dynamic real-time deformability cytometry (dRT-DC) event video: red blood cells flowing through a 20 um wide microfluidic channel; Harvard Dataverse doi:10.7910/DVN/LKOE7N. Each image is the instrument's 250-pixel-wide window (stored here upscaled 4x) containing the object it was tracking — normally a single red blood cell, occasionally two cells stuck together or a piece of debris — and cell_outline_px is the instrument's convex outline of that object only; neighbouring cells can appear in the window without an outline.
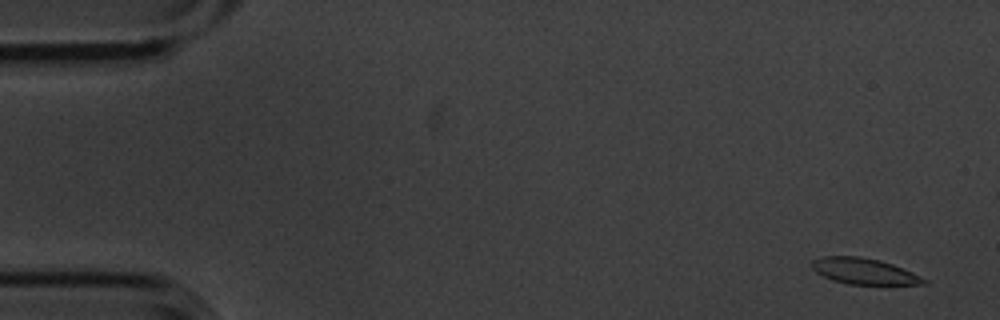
{"species": "common noctule bat (a hibernating species)", "species_latin": "Nyctalus noctula", "temperature_condition": "cold", "stored_images_in_passage": 5, "camera_frame_rate_fps": 3000, "um_per_image_px": 0.085, "animal": {"sex": "male", "body_mass_g": 20.1, "forearm_length_mm": 53.5}, "frame": {"image": 1, "passage_image": 1, "time_ms": 0.0, "image_size_px": [1000, 320], "cell_outline_px": [[928, 284], [848, 284], [832, 280], [816, 272], [812, 268], [812, 260], [820, 256], [860, 256], [880, 260], [892, 264], [912, 272], [928, 280]], "centroid_in_image_um": [73.43, 23.04], "position_along_channel_um": 11.6, "area_um2": 16.94}}